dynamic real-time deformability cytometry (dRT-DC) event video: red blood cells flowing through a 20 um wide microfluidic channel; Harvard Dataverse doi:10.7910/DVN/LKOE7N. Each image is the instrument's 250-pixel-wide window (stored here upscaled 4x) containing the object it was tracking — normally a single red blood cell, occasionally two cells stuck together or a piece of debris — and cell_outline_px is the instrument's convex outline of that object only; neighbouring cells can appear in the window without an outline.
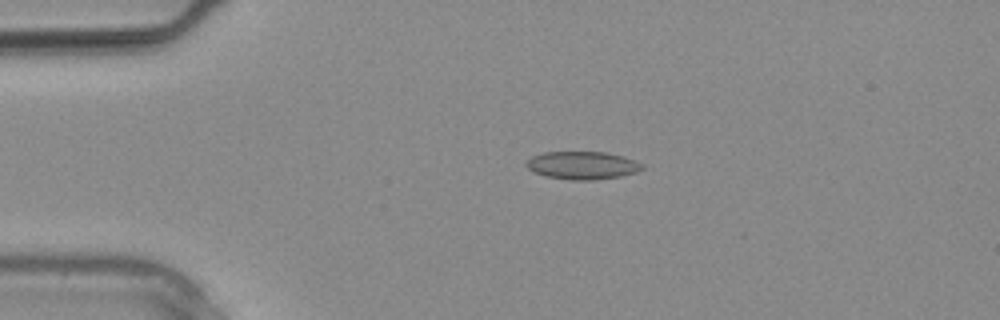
{"species": "common noctule bat (a hibernating species)", "species_latin": "Nyctalus noctula", "temperature_condition": "warm", "stored_images_in_passage": 2, "camera_frame_rate_fps": 3000, "um_per_image_px": 0.085, "animal": {"sex": "male", "body_mass_g": 20.4}, "frame": {"image": 1, "passage_image": 2, "time_ms": 0.333, "image_size_px": [1000, 320], "cell_outline_px": [[644, 168], [636, 172], [620, 176], [592, 180], [572, 180], [544, 176], [528, 168], [524, 164], [532, 156], [544, 152], [604, 152], [624, 156], [644, 164]], "centroid_in_image_um": [49.51, 14.05], "position_along_channel_um": 35.5, "area_um2": 18.79}}